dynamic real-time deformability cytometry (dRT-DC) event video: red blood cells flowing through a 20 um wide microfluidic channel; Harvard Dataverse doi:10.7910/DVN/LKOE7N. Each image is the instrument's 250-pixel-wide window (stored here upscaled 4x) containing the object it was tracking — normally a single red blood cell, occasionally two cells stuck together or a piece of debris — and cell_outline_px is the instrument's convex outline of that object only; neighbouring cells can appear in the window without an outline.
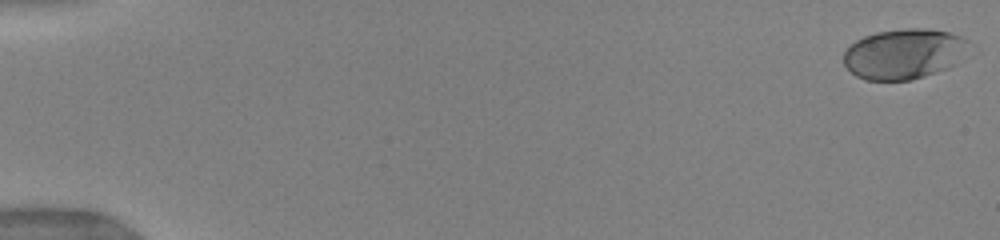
{"species": "human", "species_latin": "Homo sapiens", "temperature_condition": "warm", "stored_images_in_passage": 31, "camera_frame_rate_fps": 3000, "um_per_image_px": 0.085, "donor": {"sex": "female"}, "frame": {"image": 1, "passage_image": 1, "time_ms": 0.0, "image_size_px": [1000, 240], "cell_outline_px": [[972, 44], [956, 64], [948, 68], [912, 80], [864, 80], [856, 76], [844, 64], [844, 52], [856, 40], [864, 36], [876, 32], [904, 28], [924, 28], [948, 32], [960, 36], [968, 40]], "centroid_in_image_um": [76.86, 4.57], "position_along_channel_um": 8.1, "area_um2": 36.82}}
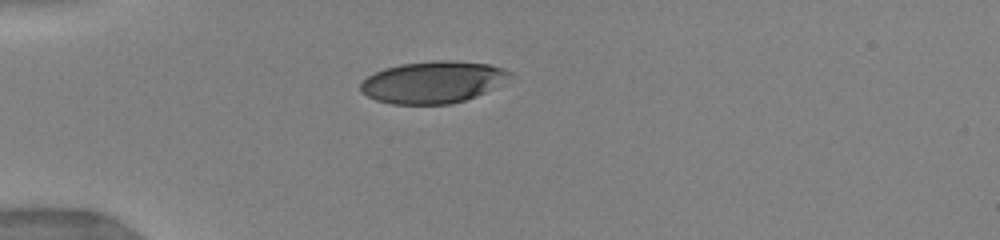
{"frame": {"image": 2, "passage_image": 25, "time_ms": 4.667, "image_size_px": [1000, 240], "cell_outline_px": [[512, 76], [492, 88], [476, 96], [452, 104], [392, 104], [376, 100], [360, 92], [360, 84], [368, 76], [384, 68], [400, 64], [436, 60], [448, 60], [488, 64], [512, 72]], "centroid_in_image_um": [36.76, 6.98], "position_along_channel_um": 48.2, "area_um2": 36.18}}